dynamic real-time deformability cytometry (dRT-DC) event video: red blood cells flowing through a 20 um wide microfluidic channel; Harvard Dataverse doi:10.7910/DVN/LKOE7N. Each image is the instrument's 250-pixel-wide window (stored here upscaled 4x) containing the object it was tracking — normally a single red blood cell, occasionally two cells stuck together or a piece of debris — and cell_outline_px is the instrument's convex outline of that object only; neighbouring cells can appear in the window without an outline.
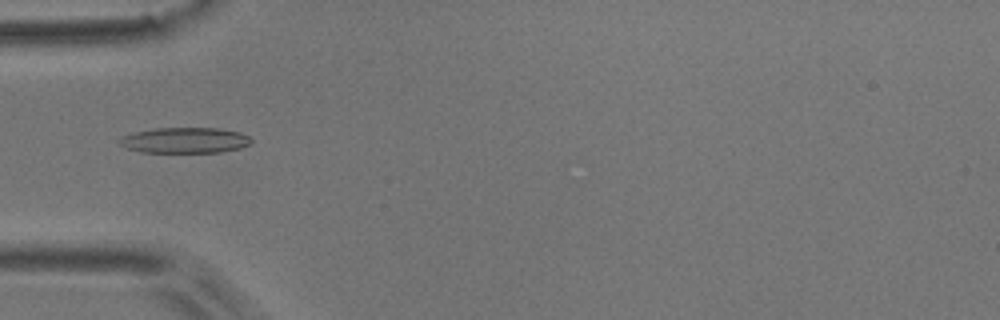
{"species": "common noctule bat (a hibernating species)", "species_latin": "Nyctalus noctula", "temperature_condition": "room temperature", "stored_images_in_passage": 6, "camera_frame_rate_fps": 3000, "um_per_image_px": 0.085, "animal": {"sex": "male", "body_mass_g": 17.9}, "frame": {"image": 1, "passage_image": 4, "time_ms": 1.0, "image_size_px": [1000, 320], "cell_outline_px": [[252, 144], [240, 148], [220, 152], [144, 152], [128, 148], [120, 144], [116, 140], [120, 136], [136, 132], [156, 128], [220, 128], [240, 132], [248, 136], [252, 140]], "centroid_in_image_um": [15.73, 11.92], "position_along_channel_um": 69.3, "area_um2": 19.71}}
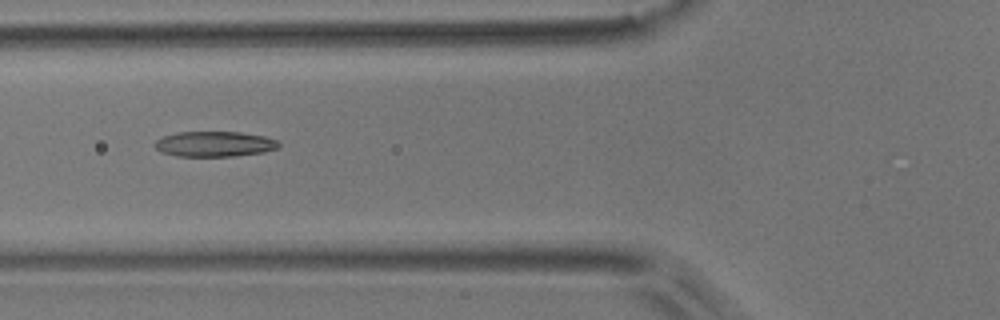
{"frame": {"image": 2, "passage_image": 5, "time_ms": 1.333, "image_size_px": [1000, 320], "cell_outline_px": [[280, 148], [264, 152], [236, 156], [176, 156], [160, 152], [156, 148], [156, 140], [164, 136], [180, 132], [240, 132], [264, 136], [276, 140], [280, 144]], "centroid_in_image_um": [18.27, 12.25], "position_along_channel_um": 107.5, "area_um2": 18.26}}
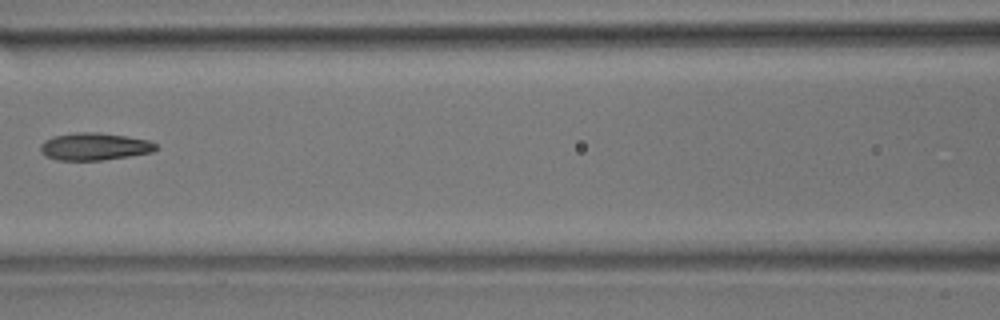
{"frame": {"image": 3, "passage_image": 6, "time_ms": 1.667, "image_size_px": [1000, 320], "cell_outline_px": [[156, 148], [152, 152], [128, 156], [100, 160], [56, 160], [44, 156], [40, 152], [40, 144], [44, 140], [56, 136], [76, 132], [96, 132], [124, 136], [148, 140], [156, 144]], "centroid_in_image_um": [7.96, 12.46], "position_along_channel_um": 158.6, "area_um2": 18.26}}